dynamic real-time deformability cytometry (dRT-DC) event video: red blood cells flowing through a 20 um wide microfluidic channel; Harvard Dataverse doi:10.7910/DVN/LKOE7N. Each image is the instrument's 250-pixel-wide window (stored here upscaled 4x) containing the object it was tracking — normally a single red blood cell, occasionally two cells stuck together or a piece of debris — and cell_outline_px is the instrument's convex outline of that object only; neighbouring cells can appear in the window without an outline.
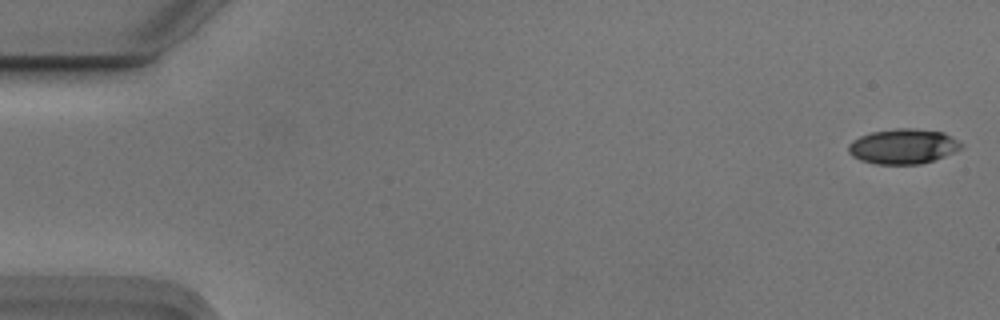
{"species": "Egyptian fruit bat (a non-hibernating species)", "species_latin": "Rousettus aegyptiacus", "temperature_condition": "cold", "stored_images_in_passage": 14, "camera_frame_rate_fps": 3000, "um_per_image_px": 0.085, "animal": {"sex": "male"}, "frame": {"image": 1, "passage_image": 1, "time_ms": 0.0, "image_size_px": [1000, 320], "cell_outline_px": [[964, 144], [960, 148], [944, 156], [920, 164], [876, 164], [860, 160], [852, 156], [848, 152], [848, 144], [852, 140], [860, 136], [872, 132], [896, 128], [912, 128], [944, 132]], "centroid_in_image_um": [76.73, 12.43], "position_along_channel_um": 8.3, "area_um2": 22.95}}
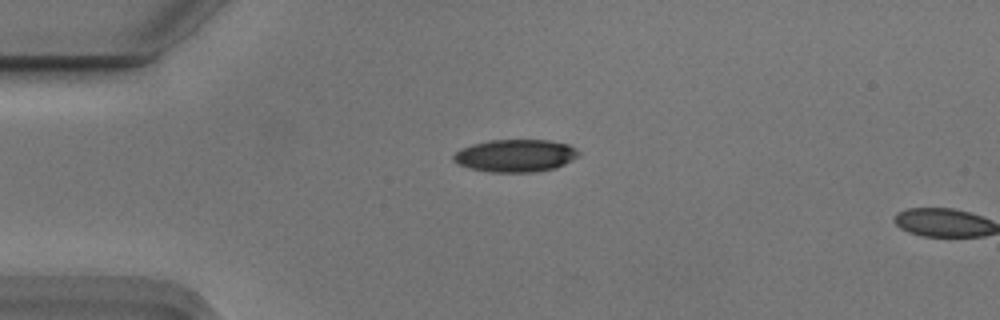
{"frame": {"image": 2, "passage_image": 13, "time_ms": 4.0, "image_size_px": [1000, 320], "cell_outline_px": [[580, 152], [572, 160], [556, 168], [532, 172], [488, 172], [468, 168], [456, 164], [452, 160], [452, 156], [460, 148], [472, 144], [492, 140], [548, 140], [568, 144], [576, 148]], "centroid_in_image_um": [43.77, 13.23], "position_along_channel_um": 41.2, "area_um2": 23.87}}